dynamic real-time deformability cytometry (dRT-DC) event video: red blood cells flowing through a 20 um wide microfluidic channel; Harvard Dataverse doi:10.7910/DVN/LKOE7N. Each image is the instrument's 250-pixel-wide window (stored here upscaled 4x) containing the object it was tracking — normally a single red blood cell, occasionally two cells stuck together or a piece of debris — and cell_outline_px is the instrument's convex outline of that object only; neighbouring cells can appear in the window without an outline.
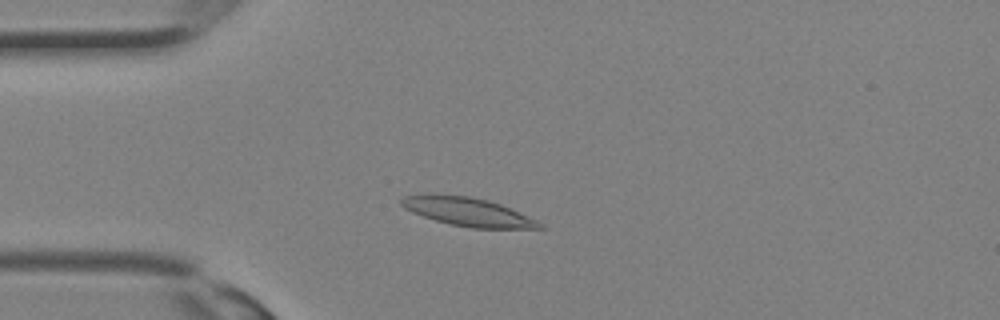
{"species": "Egyptian fruit bat (a non-hibernating species)", "species_latin": "Rousettus aegyptiacus", "temperature_condition": "room temperature", "stored_images_in_passage": 26, "camera_frame_rate_fps": 3000, "um_per_image_px": 0.085, "animal": {"sex": "female"}, "frame": {"image": 1, "passage_image": 2, "time_ms": 0.333, "image_size_px": [1000, 320], "cell_outline_px": [[548, 228], [472, 228], [452, 224], [436, 220], [412, 212], [404, 208], [400, 204], [400, 200], [404, 196], [432, 192], [468, 196], [488, 200], [500, 204], [536, 220], [544, 224]], "centroid_in_image_um": [39.72, 17.97], "position_along_channel_um": 45.3, "area_um2": 23.0}}
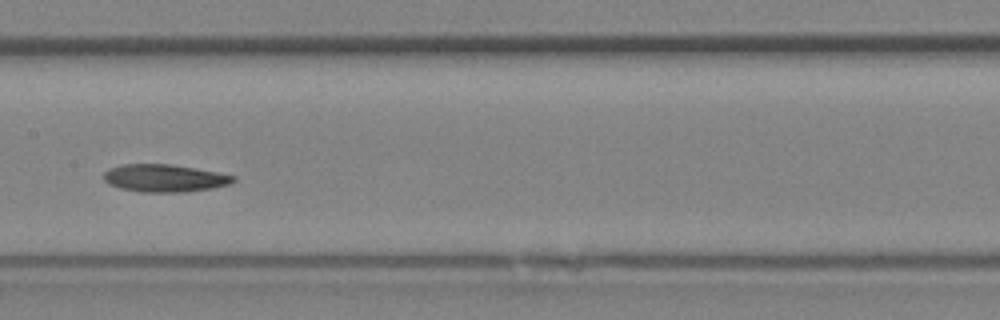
{"frame": {"image": 2, "passage_image": 10, "time_ms": 3.0, "image_size_px": [1000, 320], "cell_outline_px": [[236, 180], [228, 184], [212, 188], [188, 192], [140, 192], [120, 188], [108, 184], [104, 180], [104, 172], [108, 168], [124, 164], [168, 164], [216, 172], [236, 176]], "centroid_in_image_um": [13.95, 15.15], "position_along_channel_um": 193.4, "area_um2": 20.75}}
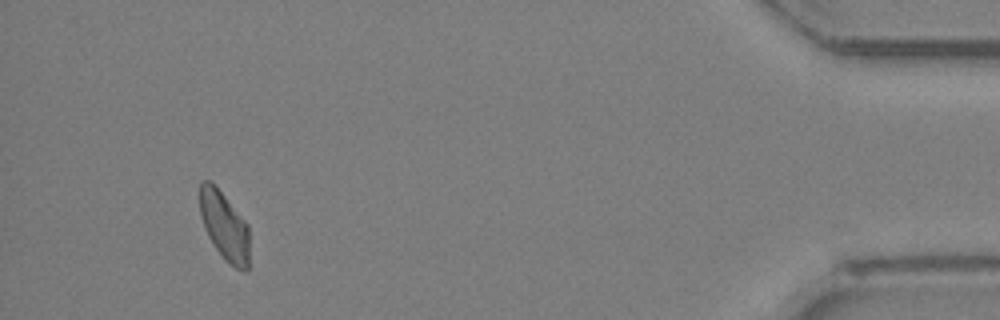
{"frame": {"image": 3, "passage_image": 24, "time_ms": 7.667, "image_size_px": [1000, 320], "cell_outline_px": [[248, 272], [244, 272], [236, 268], [216, 248], [208, 236], [204, 228], [200, 216], [200, 180], [208, 180], [224, 196], [248, 224]], "centroid_in_image_um": [19.07, 19.2], "position_along_channel_um": 416.1, "area_um2": 19.31}}